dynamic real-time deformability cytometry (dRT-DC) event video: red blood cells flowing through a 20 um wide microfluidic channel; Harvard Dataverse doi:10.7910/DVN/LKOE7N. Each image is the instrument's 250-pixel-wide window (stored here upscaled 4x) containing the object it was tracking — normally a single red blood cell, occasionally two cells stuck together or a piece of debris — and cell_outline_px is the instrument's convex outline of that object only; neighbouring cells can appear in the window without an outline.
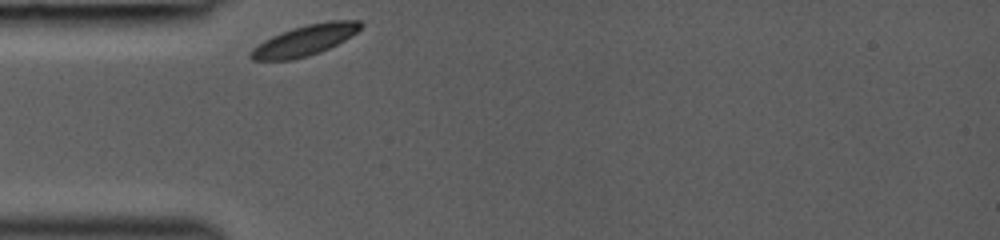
{"species": "common noctule bat (a hibernating species)", "species_latin": "Nyctalus noctula", "temperature_condition": "room temperature", "stored_images_in_passage": 33, "camera_frame_rate_fps": 3000, "um_per_image_px": 0.085, "animal": {"sex": "female", "body_mass_g": 19.0, "forearm_length_mm": 53.3}, "frame": {"image": 1, "passage_image": 1, "time_ms": 0.0, "image_size_px": [1000, 240], "cell_outline_px": [[364, 24], [356, 32], [344, 40], [320, 52], [308, 56], [292, 60], [252, 60], [248, 56], [248, 52], [252, 48], [264, 40], [272, 36], [292, 28], [308, 24], [328, 20], [360, 20]], "centroid_in_image_um": [25.89, 3.43], "position_along_channel_um": 59.1, "area_um2": 19.59}}
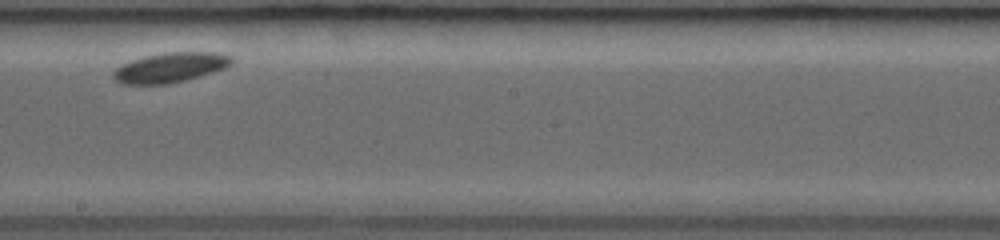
{"frame": {"image": 2, "passage_image": 19, "time_ms": 4.667, "image_size_px": [1000, 240], "cell_outline_px": [[232, 64], [224, 68], [212, 72], [184, 80], [168, 84], [120, 84], [112, 76], [112, 72], [120, 64], [144, 56], [164, 52], [220, 52], [232, 56]], "centroid_in_image_um": [14.45, 5.73], "position_along_channel_um": 233.8, "area_um2": 20.63}}
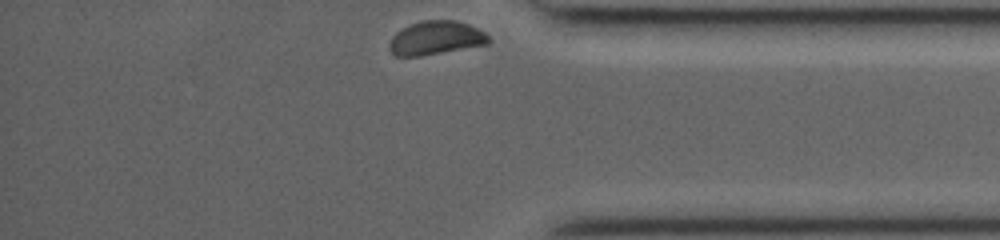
{"frame": {"image": 3, "passage_image": 33, "time_ms": 9.0, "image_size_px": [1000, 240], "cell_outline_px": [[492, 40], [488, 44], [420, 56], [396, 56], [392, 52], [388, 44], [392, 36], [396, 32], [408, 24], [420, 20], [456, 20], [468, 24], [484, 32]], "centroid_in_image_um": [37.03, 3.21], "position_along_channel_um": 398.2, "area_um2": 19.54}}